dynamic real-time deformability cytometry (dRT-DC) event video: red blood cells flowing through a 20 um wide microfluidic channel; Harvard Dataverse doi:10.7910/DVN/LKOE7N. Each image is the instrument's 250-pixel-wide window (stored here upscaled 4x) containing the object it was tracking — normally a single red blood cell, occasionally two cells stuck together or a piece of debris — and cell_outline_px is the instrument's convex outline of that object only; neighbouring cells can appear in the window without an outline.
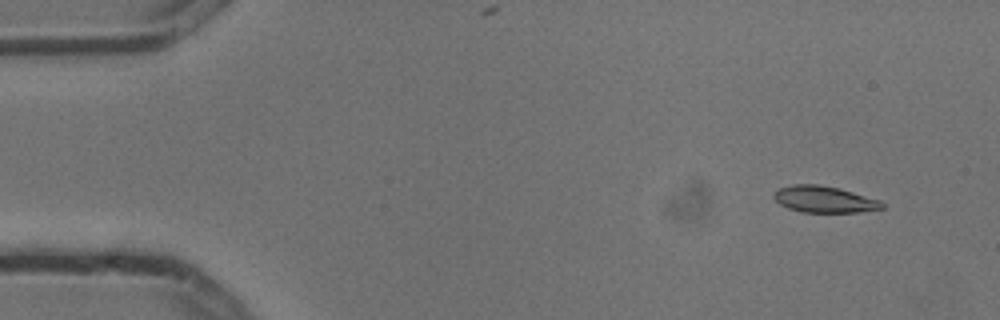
{"species": "common noctule bat (a hibernating species)", "species_latin": "Nyctalus noctula", "temperature_condition": "cold", "stored_images_in_passage": 4, "camera_frame_rate_fps": 3000, "um_per_image_px": 0.085, "animal": {"sex": "male", "body_mass_g": 13.3}, "frame": {"image": 1, "passage_image": 1, "time_ms": 0.0, "image_size_px": [1000, 320], "cell_outline_px": [[884, 208], [860, 212], [800, 212], [788, 208], [780, 204], [772, 196], [780, 188], [792, 184], [820, 184], [840, 188], [880, 200], [884, 204]], "centroid_in_image_um": [70.07, 16.94], "position_along_channel_um": 14.9, "area_um2": 16.76}}
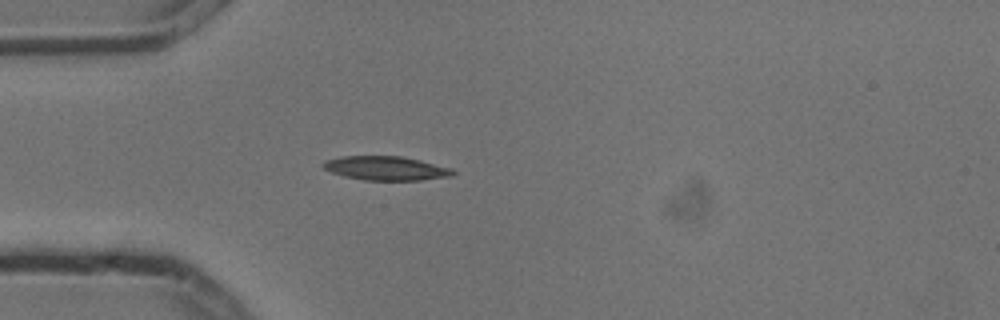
{"frame": {"image": 2, "passage_image": 4, "time_ms": 1.0, "image_size_px": [1000, 320], "cell_outline_px": [[456, 172], [452, 176], [420, 180], [364, 180], [344, 176], [332, 172], [324, 168], [320, 164], [324, 160], [340, 156], [400, 156], [420, 160], [452, 168]], "centroid_in_image_um": [32.79, 14.29], "position_along_channel_um": 52.2, "area_um2": 18.21}}